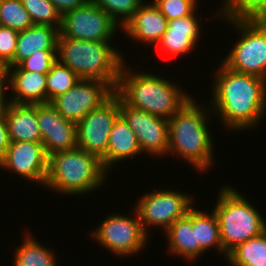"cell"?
<instances>
[{
    "mask_svg": "<svg viewBox=\"0 0 266 266\" xmlns=\"http://www.w3.org/2000/svg\"><path fill=\"white\" fill-rule=\"evenodd\" d=\"M220 65L214 75L212 105H208L212 106L213 115H220L228 130H247L259 125L266 114V80Z\"/></svg>",
    "mask_w": 266,
    "mask_h": 266,
    "instance_id": "cell-1",
    "label": "cell"
},
{
    "mask_svg": "<svg viewBox=\"0 0 266 266\" xmlns=\"http://www.w3.org/2000/svg\"><path fill=\"white\" fill-rule=\"evenodd\" d=\"M197 104L194 98L188 99L168 120V155L176 154L202 172L214 162V141L207 126L212 110Z\"/></svg>",
    "mask_w": 266,
    "mask_h": 266,
    "instance_id": "cell-2",
    "label": "cell"
},
{
    "mask_svg": "<svg viewBox=\"0 0 266 266\" xmlns=\"http://www.w3.org/2000/svg\"><path fill=\"white\" fill-rule=\"evenodd\" d=\"M127 68V69H126ZM115 93L130 107L169 120L191 98L180 86L122 64Z\"/></svg>",
    "mask_w": 266,
    "mask_h": 266,
    "instance_id": "cell-3",
    "label": "cell"
},
{
    "mask_svg": "<svg viewBox=\"0 0 266 266\" xmlns=\"http://www.w3.org/2000/svg\"><path fill=\"white\" fill-rule=\"evenodd\" d=\"M124 55L110 46V41L76 40L59 36L57 61L69 67L80 79L108 83L116 90Z\"/></svg>",
    "mask_w": 266,
    "mask_h": 266,
    "instance_id": "cell-4",
    "label": "cell"
},
{
    "mask_svg": "<svg viewBox=\"0 0 266 266\" xmlns=\"http://www.w3.org/2000/svg\"><path fill=\"white\" fill-rule=\"evenodd\" d=\"M107 172L98 157L76 147L48 157L44 187L57 194H84L103 186Z\"/></svg>",
    "mask_w": 266,
    "mask_h": 266,
    "instance_id": "cell-5",
    "label": "cell"
},
{
    "mask_svg": "<svg viewBox=\"0 0 266 266\" xmlns=\"http://www.w3.org/2000/svg\"><path fill=\"white\" fill-rule=\"evenodd\" d=\"M214 212L217 215L225 258L239 244L266 230V221L238 190L226 185L219 191Z\"/></svg>",
    "mask_w": 266,
    "mask_h": 266,
    "instance_id": "cell-6",
    "label": "cell"
},
{
    "mask_svg": "<svg viewBox=\"0 0 266 266\" xmlns=\"http://www.w3.org/2000/svg\"><path fill=\"white\" fill-rule=\"evenodd\" d=\"M239 37L222 63L229 69L266 80V18H226Z\"/></svg>",
    "mask_w": 266,
    "mask_h": 266,
    "instance_id": "cell-7",
    "label": "cell"
},
{
    "mask_svg": "<svg viewBox=\"0 0 266 266\" xmlns=\"http://www.w3.org/2000/svg\"><path fill=\"white\" fill-rule=\"evenodd\" d=\"M135 217L120 214L108 215L91 234L95 241L113 252L125 257L142 251L148 242V235L142 228L137 211Z\"/></svg>",
    "mask_w": 266,
    "mask_h": 266,
    "instance_id": "cell-8",
    "label": "cell"
},
{
    "mask_svg": "<svg viewBox=\"0 0 266 266\" xmlns=\"http://www.w3.org/2000/svg\"><path fill=\"white\" fill-rule=\"evenodd\" d=\"M120 115V97L114 93L77 125V147L98 157L106 169V150L113 124Z\"/></svg>",
    "mask_w": 266,
    "mask_h": 266,
    "instance_id": "cell-9",
    "label": "cell"
},
{
    "mask_svg": "<svg viewBox=\"0 0 266 266\" xmlns=\"http://www.w3.org/2000/svg\"><path fill=\"white\" fill-rule=\"evenodd\" d=\"M120 27L93 0L65 12L59 36L86 41H111ZM113 36V37H112Z\"/></svg>",
    "mask_w": 266,
    "mask_h": 266,
    "instance_id": "cell-10",
    "label": "cell"
},
{
    "mask_svg": "<svg viewBox=\"0 0 266 266\" xmlns=\"http://www.w3.org/2000/svg\"><path fill=\"white\" fill-rule=\"evenodd\" d=\"M136 203L134 210L137 211L142 228L147 235L149 226L164 227L165 232L194 206L193 197L176 190H154L149 194L145 193Z\"/></svg>",
    "mask_w": 266,
    "mask_h": 266,
    "instance_id": "cell-11",
    "label": "cell"
},
{
    "mask_svg": "<svg viewBox=\"0 0 266 266\" xmlns=\"http://www.w3.org/2000/svg\"><path fill=\"white\" fill-rule=\"evenodd\" d=\"M115 90L98 80L80 79L70 90L54 98L50 104L59 114L74 123H78L91 110L107 101Z\"/></svg>",
    "mask_w": 266,
    "mask_h": 266,
    "instance_id": "cell-12",
    "label": "cell"
},
{
    "mask_svg": "<svg viewBox=\"0 0 266 266\" xmlns=\"http://www.w3.org/2000/svg\"><path fill=\"white\" fill-rule=\"evenodd\" d=\"M120 114L135 132L142 154L168 155L169 122L143 110L128 106L120 98Z\"/></svg>",
    "mask_w": 266,
    "mask_h": 266,
    "instance_id": "cell-13",
    "label": "cell"
},
{
    "mask_svg": "<svg viewBox=\"0 0 266 266\" xmlns=\"http://www.w3.org/2000/svg\"><path fill=\"white\" fill-rule=\"evenodd\" d=\"M0 167L43 186L48 173V157L41 142L14 141L0 160Z\"/></svg>",
    "mask_w": 266,
    "mask_h": 266,
    "instance_id": "cell-14",
    "label": "cell"
},
{
    "mask_svg": "<svg viewBox=\"0 0 266 266\" xmlns=\"http://www.w3.org/2000/svg\"><path fill=\"white\" fill-rule=\"evenodd\" d=\"M37 121L47 157L77 147L76 123L63 118L50 103L37 104Z\"/></svg>",
    "mask_w": 266,
    "mask_h": 266,
    "instance_id": "cell-15",
    "label": "cell"
},
{
    "mask_svg": "<svg viewBox=\"0 0 266 266\" xmlns=\"http://www.w3.org/2000/svg\"><path fill=\"white\" fill-rule=\"evenodd\" d=\"M145 4L140 5L121 30H124L134 41L143 42L145 45H158L168 28V20L153 1Z\"/></svg>",
    "mask_w": 266,
    "mask_h": 266,
    "instance_id": "cell-16",
    "label": "cell"
},
{
    "mask_svg": "<svg viewBox=\"0 0 266 266\" xmlns=\"http://www.w3.org/2000/svg\"><path fill=\"white\" fill-rule=\"evenodd\" d=\"M197 17L195 11L192 15L168 21V28L158 42L162 52L176 57L193 51L201 35Z\"/></svg>",
    "mask_w": 266,
    "mask_h": 266,
    "instance_id": "cell-17",
    "label": "cell"
},
{
    "mask_svg": "<svg viewBox=\"0 0 266 266\" xmlns=\"http://www.w3.org/2000/svg\"><path fill=\"white\" fill-rule=\"evenodd\" d=\"M47 74L26 70H7V88L12 98L7 101L19 104L47 103Z\"/></svg>",
    "mask_w": 266,
    "mask_h": 266,
    "instance_id": "cell-18",
    "label": "cell"
},
{
    "mask_svg": "<svg viewBox=\"0 0 266 266\" xmlns=\"http://www.w3.org/2000/svg\"><path fill=\"white\" fill-rule=\"evenodd\" d=\"M10 142H41L37 121V104H19L7 101L4 109Z\"/></svg>",
    "mask_w": 266,
    "mask_h": 266,
    "instance_id": "cell-19",
    "label": "cell"
},
{
    "mask_svg": "<svg viewBox=\"0 0 266 266\" xmlns=\"http://www.w3.org/2000/svg\"><path fill=\"white\" fill-rule=\"evenodd\" d=\"M170 253L184 257L189 261L204 253L196 243V208L193 206L188 213L176 220L166 231Z\"/></svg>",
    "mask_w": 266,
    "mask_h": 266,
    "instance_id": "cell-20",
    "label": "cell"
},
{
    "mask_svg": "<svg viewBox=\"0 0 266 266\" xmlns=\"http://www.w3.org/2000/svg\"><path fill=\"white\" fill-rule=\"evenodd\" d=\"M59 33L56 27L36 24L19 31L14 59L7 67L17 66L35 51L57 50Z\"/></svg>",
    "mask_w": 266,
    "mask_h": 266,
    "instance_id": "cell-21",
    "label": "cell"
},
{
    "mask_svg": "<svg viewBox=\"0 0 266 266\" xmlns=\"http://www.w3.org/2000/svg\"><path fill=\"white\" fill-rule=\"evenodd\" d=\"M142 154L135 132L120 114L109 135L106 150V170L110 171L117 162Z\"/></svg>",
    "mask_w": 266,
    "mask_h": 266,
    "instance_id": "cell-22",
    "label": "cell"
},
{
    "mask_svg": "<svg viewBox=\"0 0 266 266\" xmlns=\"http://www.w3.org/2000/svg\"><path fill=\"white\" fill-rule=\"evenodd\" d=\"M226 259L234 266H266V230L236 246Z\"/></svg>",
    "mask_w": 266,
    "mask_h": 266,
    "instance_id": "cell-23",
    "label": "cell"
},
{
    "mask_svg": "<svg viewBox=\"0 0 266 266\" xmlns=\"http://www.w3.org/2000/svg\"><path fill=\"white\" fill-rule=\"evenodd\" d=\"M23 239L15 251L13 266H57L53 251L33 238L30 232Z\"/></svg>",
    "mask_w": 266,
    "mask_h": 266,
    "instance_id": "cell-24",
    "label": "cell"
},
{
    "mask_svg": "<svg viewBox=\"0 0 266 266\" xmlns=\"http://www.w3.org/2000/svg\"><path fill=\"white\" fill-rule=\"evenodd\" d=\"M196 243L204 252L214 247L223 254L219 222L214 210L210 214L196 208Z\"/></svg>",
    "mask_w": 266,
    "mask_h": 266,
    "instance_id": "cell-25",
    "label": "cell"
},
{
    "mask_svg": "<svg viewBox=\"0 0 266 266\" xmlns=\"http://www.w3.org/2000/svg\"><path fill=\"white\" fill-rule=\"evenodd\" d=\"M79 80L74 71L57 61L47 73V103L70 90Z\"/></svg>",
    "mask_w": 266,
    "mask_h": 266,
    "instance_id": "cell-26",
    "label": "cell"
},
{
    "mask_svg": "<svg viewBox=\"0 0 266 266\" xmlns=\"http://www.w3.org/2000/svg\"><path fill=\"white\" fill-rule=\"evenodd\" d=\"M0 25L23 31L33 23L21 0H0Z\"/></svg>",
    "mask_w": 266,
    "mask_h": 266,
    "instance_id": "cell-27",
    "label": "cell"
},
{
    "mask_svg": "<svg viewBox=\"0 0 266 266\" xmlns=\"http://www.w3.org/2000/svg\"><path fill=\"white\" fill-rule=\"evenodd\" d=\"M21 2L33 24L48 25L60 30L62 16L50 0H21Z\"/></svg>",
    "mask_w": 266,
    "mask_h": 266,
    "instance_id": "cell-28",
    "label": "cell"
},
{
    "mask_svg": "<svg viewBox=\"0 0 266 266\" xmlns=\"http://www.w3.org/2000/svg\"><path fill=\"white\" fill-rule=\"evenodd\" d=\"M219 14L226 18H266V0H229Z\"/></svg>",
    "mask_w": 266,
    "mask_h": 266,
    "instance_id": "cell-29",
    "label": "cell"
},
{
    "mask_svg": "<svg viewBox=\"0 0 266 266\" xmlns=\"http://www.w3.org/2000/svg\"><path fill=\"white\" fill-rule=\"evenodd\" d=\"M123 28L144 0H93ZM120 21V22H119Z\"/></svg>",
    "mask_w": 266,
    "mask_h": 266,
    "instance_id": "cell-30",
    "label": "cell"
},
{
    "mask_svg": "<svg viewBox=\"0 0 266 266\" xmlns=\"http://www.w3.org/2000/svg\"><path fill=\"white\" fill-rule=\"evenodd\" d=\"M57 62V50L35 51L30 57L22 60L17 66L7 67V70H26L47 74Z\"/></svg>",
    "mask_w": 266,
    "mask_h": 266,
    "instance_id": "cell-31",
    "label": "cell"
},
{
    "mask_svg": "<svg viewBox=\"0 0 266 266\" xmlns=\"http://www.w3.org/2000/svg\"><path fill=\"white\" fill-rule=\"evenodd\" d=\"M168 21L192 15L199 0H152Z\"/></svg>",
    "mask_w": 266,
    "mask_h": 266,
    "instance_id": "cell-32",
    "label": "cell"
},
{
    "mask_svg": "<svg viewBox=\"0 0 266 266\" xmlns=\"http://www.w3.org/2000/svg\"><path fill=\"white\" fill-rule=\"evenodd\" d=\"M19 31L0 25V61L8 66L14 59Z\"/></svg>",
    "mask_w": 266,
    "mask_h": 266,
    "instance_id": "cell-33",
    "label": "cell"
},
{
    "mask_svg": "<svg viewBox=\"0 0 266 266\" xmlns=\"http://www.w3.org/2000/svg\"><path fill=\"white\" fill-rule=\"evenodd\" d=\"M9 144L8 128L3 110L0 111V160L4 157Z\"/></svg>",
    "mask_w": 266,
    "mask_h": 266,
    "instance_id": "cell-34",
    "label": "cell"
},
{
    "mask_svg": "<svg viewBox=\"0 0 266 266\" xmlns=\"http://www.w3.org/2000/svg\"><path fill=\"white\" fill-rule=\"evenodd\" d=\"M62 16L65 12L84 5L88 0H50Z\"/></svg>",
    "mask_w": 266,
    "mask_h": 266,
    "instance_id": "cell-35",
    "label": "cell"
},
{
    "mask_svg": "<svg viewBox=\"0 0 266 266\" xmlns=\"http://www.w3.org/2000/svg\"><path fill=\"white\" fill-rule=\"evenodd\" d=\"M7 81H0V111H3L5 109V105L7 104V99L5 98V94L7 91Z\"/></svg>",
    "mask_w": 266,
    "mask_h": 266,
    "instance_id": "cell-36",
    "label": "cell"
},
{
    "mask_svg": "<svg viewBox=\"0 0 266 266\" xmlns=\"http://www.w3.org/2000/svg\"><path fill=\"white\" fill-rule=\"evenodd\" d=\"M0 81H7V66L0 61Z\"/></svg>",
    "mask_w": 266,
    "mask_h": 266,
    "instance_id": "cell-37",
    "label": "cell"
},
{
    "mask_svg": "<svg viewBox=\"0 0 266 266\" xmlns=\"http://www.w3.org/2000/svg\"><path fill=\"white\" fill-rule=\"evenodd\" d=\"M228 2H229V0H225V1L223 2V4H222L221 9H223V8L228 4Z\"/></svg>",
    "mask_w": 266,
    "mask_h": 266,
    "instance_id": "cell-38",
    "label": "cell"
}]
</instances>
